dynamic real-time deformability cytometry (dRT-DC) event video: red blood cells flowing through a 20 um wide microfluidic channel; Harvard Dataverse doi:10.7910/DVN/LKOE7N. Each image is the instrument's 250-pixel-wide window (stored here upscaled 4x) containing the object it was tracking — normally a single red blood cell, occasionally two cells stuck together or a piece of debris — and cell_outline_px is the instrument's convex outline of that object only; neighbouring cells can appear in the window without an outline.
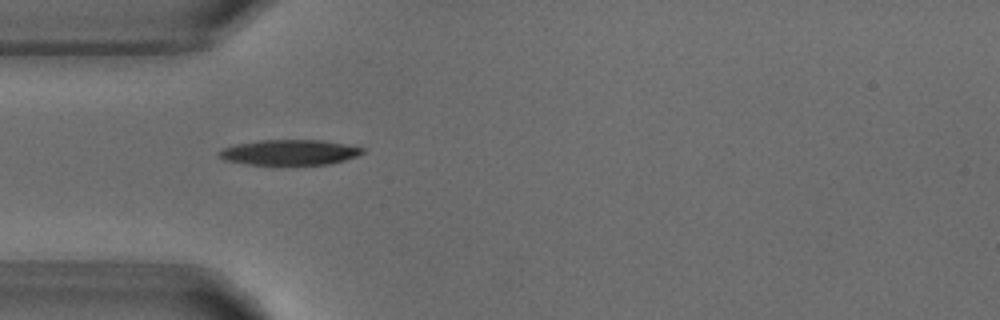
{"species": "common noctule bat (a hibernating species)", "species_latin": "Nyctalus noctula", "temperature_condition": "warm", "stored_images_in_passage": 1, "camera_frame_rate_fps": 3000, "um_per_image_px": 0.085, "animal": {"sex": "male", "body_mass_g": 18.8}, "frame": {"image": 1, "passage_image": 1, "time_ms": 0.0, "image_size_px": [1000, 320], "cell_outline_px": [[364, 152], [356, 156], [344, 160], [328, 164], [248, 164], [224, 160], [220, 156], [220, 152], [224, 148], [236, 144], [260, 140], [320, 140], [344, 144], [364, 148]], "centroid_in_image_um": [24.62, 12.94], "position_along_channel_um": 60.4, "area_um2": 20.75}}